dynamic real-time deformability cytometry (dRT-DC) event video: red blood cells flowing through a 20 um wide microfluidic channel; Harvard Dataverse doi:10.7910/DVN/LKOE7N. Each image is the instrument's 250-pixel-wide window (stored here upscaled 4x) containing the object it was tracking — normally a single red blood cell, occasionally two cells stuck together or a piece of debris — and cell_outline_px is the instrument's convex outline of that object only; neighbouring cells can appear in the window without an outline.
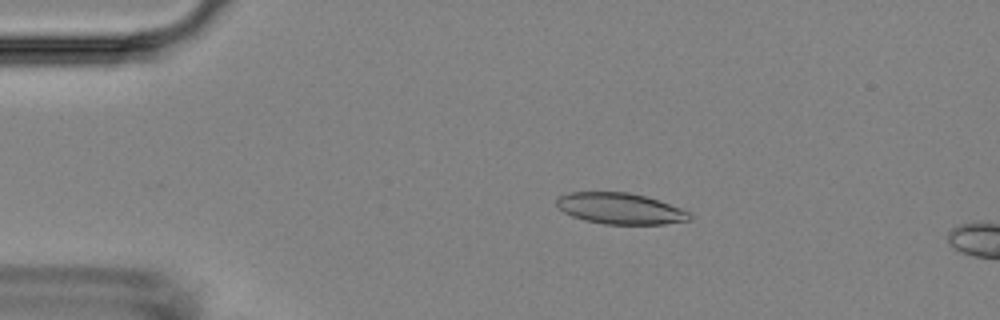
{"species": "Egyptian fruit bat (a non-hibernating species)", "species_latin": "Rousettus aegyptiacus", "temperature_condition": "room temperature", "stored_images_in_passage": 14, "camera_frame_rate_fps": 3000, "um_per_image_px": 0.085, "animal": {"sex": "female"}, "frame": {"image": 1, "passage_image": 10, "time_ms": 3.0, "image_size_px": [1000, 320], "cell_outline_px": [[692, 216], [688, 220], [664, 224], [604, 224], [584, 220], [572, 216], [564, 212], [556, 204], [556, 196], [568, 192], [628, 192], [644, 196], [692, 212]], "centroid_in_image_um": [52.68, 17.72], "position_along_channel_um": 32.3, "area_um2": 24.04}}